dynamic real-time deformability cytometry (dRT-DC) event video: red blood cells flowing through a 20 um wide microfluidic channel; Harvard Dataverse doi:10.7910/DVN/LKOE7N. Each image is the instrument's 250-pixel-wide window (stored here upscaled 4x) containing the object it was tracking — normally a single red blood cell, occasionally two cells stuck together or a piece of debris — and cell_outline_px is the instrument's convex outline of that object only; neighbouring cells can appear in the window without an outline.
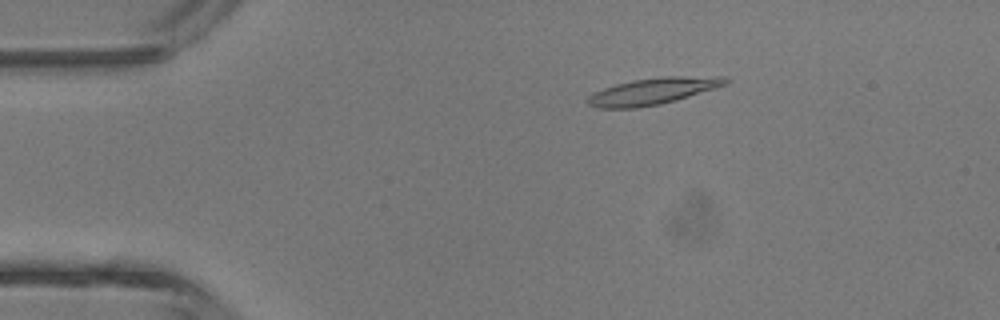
{"species": "common noctule bat (a hibernating species)", "species_latin": "Nyctalus noctula", "temperature_condition": "room temperature", "stored_images_in_passage": 3, "camera_frame_rate_fps": 3000, "um_per_image_px": 0.085, "animal": {"sex": "male", "body_mass_g": 13.3}, "frame": {"image": 1, "passage_image": 2, "time_ms": 1.333, "image_size_px": [1000, 320], "cell_outline_px": [[732, 80], [728, 84], [716, 88], [660, 104], [636, 108], [596, 108], [588, 104], [588, 96], [604, 88], [616, 84], [632, 80], [664, 76], [724, 76]], "centroid_in_image_um": [55.55, 7.73], "position_along_channel_um": 29.4, "area_um2": 21.33}}